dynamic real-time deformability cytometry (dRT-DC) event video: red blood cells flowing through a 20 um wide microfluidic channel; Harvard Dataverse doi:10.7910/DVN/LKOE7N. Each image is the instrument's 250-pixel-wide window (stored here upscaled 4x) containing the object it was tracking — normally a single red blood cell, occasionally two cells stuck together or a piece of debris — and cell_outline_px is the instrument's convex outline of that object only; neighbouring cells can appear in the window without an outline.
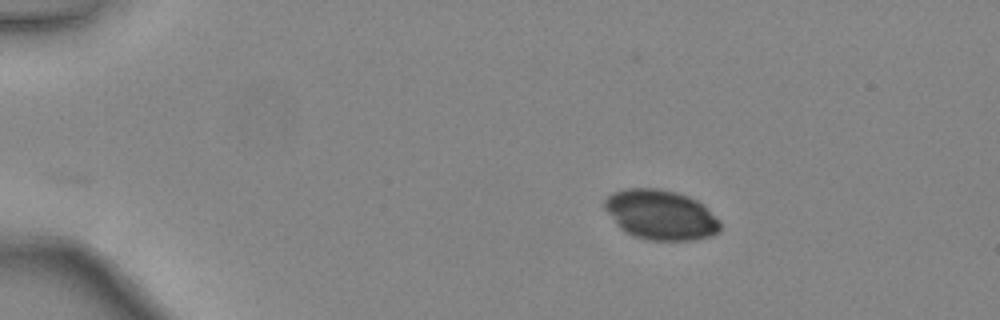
{"species": "common noctule bat (a hibernating species)", "species_latin": "Nyctalus noctula", "temperature_condition": "warm", "stored_images_in_passage": 34, "camera_frame_rate_fps": 3000, "um_per_image_px": 0.085, "animal": {"sex": "female", "body_mass_g": 24.6, "forearm_length_mm": 56.2}, "frame": {"image": 1, "passage_image": 1, "time_ms": 0.0, "image_size_px": [1000, 320], "cell_outline_px": [[720, 232], [712, 236], [688, 240], [648, 240], [636, 236], [620, 228], [604, 208], [604, 200], [612, 192], [628, 188], [656, 188], [676, 192], [688, 196], [704, 204], [720, 220]], "centroid_in_image_um": [56.19, 18.25], "position_along_channel_um": 28.8, "area_um2": 33.58}}